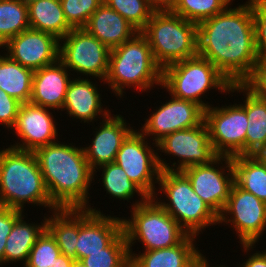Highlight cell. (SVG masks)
<instances>
[{
    "instance_id": "cell-1",
    "label": "cell",
    "mask_w": 266,
    "mask_h": 267,
    "mask_svg": "<svg viewBox=\"0 0 266 267\" xmlns=\"http://www.w3.org/2000/svg\"><path fill=\"white\" fill-rule=\"evenodd\" d=\"M198 56L209 60L230 82L245 83L260 64L255 45L252 0L198 24Z\"/></svg>"
},
{
    "instance_id": "cell-2",
    "label": "cell",
    "mask_w": 266,
    "mask_h": 267,
    "mask_svg": "<svg viewBox=\"0 0 266 267\" xmlns=\"http://www.w3.org/2000/svg\"><path fill=\"white\" fill-rule=\"evenodd\" d=\"M37 158L47 192L58 209H87L93 183L83 147L60 141L37 148Z\"/></svg>"
},
{
    "instance_id": "cell-3",
    "label": "cell",
    "mask_w": 266,
    "mask_h": 267,
    "mask_svg": "<svg viewBox=\"0 0 266 267\" xmlns=\"http://www.w3.org/2000/svg\"><path fill=\"white\" fill-rule=\"evenodd\" d=\"M58 209L51 201L34 151L0 150V206L24 211V204Z\"/></svg>"
},
{
    "instance_id": "cell-4",
    "label": "cell",
    "mask_w": 266,
    "mask_h": 267,
    "mask_svg": "<svg viewBox=\"0 0 266 267\" xmlns=\"http://www.w3.org/2000/svg\"><path fill=\"white\" fill-rule=\"evenodd\" d=\"M104 83H108L112 92L121 98L126 86H135L142 93L148 92L154 84L162 85V69L155 62L151 47L140 31L110 50Z\"/></svg>"
},
{
    "instance_id": "cell-5",
    "label": "cell",
    "mask_w": 266,
    "mask_h": 267,
    "mask_svg": "<svg viewBox=\"0 0 266 267\" xmlns=\"http://www.w3.org/2000/svg\"><path fill=\"white\" fill-rule=\"evenodd\" d=\"M147 39L157 65L163 70L198 55V25L171 10L154 11L140 31Z\"/></svg>"
},
{
    "instance_id": "cell-6",
    "label": "cell",
    "mask_w": 266,
    "mask_h": 267,
    "mask_svg": "<svg viewBox=\"0 0 266 267\" xmlns=\"http://www.w3.org/2000/svg\"><path fill=\"white\" fill-rule=\"evenodd\" d=\"M157 199V200H156ZM157 194L144 203L135 201L131 206V219L122 218L123 232L126 236L129 253L136 240L141 242L145 251L170 248L179 244L188 233L158 203Z\"/></svg>"
},
{
    "instance_id": "cell-7",
    "label": "cell",
    "mask_w": 266,
    "mask_h": 267,
    "mask_svg": "<svg viewBox=\"0 0 266 267\" xmlns=\"http://www.w3.org/2000/svg\"><path fill=\"white\" fill-rule=\"evenodd\" d=\"M159 191L168 202H158L190 235L217 225L218 215L194 192L188 177L182 171H161Z\"/></svg>"
},
{
    "instance_id": "cell-8",
    "label": "cell",
    "mask_w": 266,
    "mask_h": 267,
    "mask_svg": "<svg viewBox=\"0 0 266 267\" xmlns=\"http://www.w3.org/2000/svg\"><path fill=\"white\" fill-rule=\"evenodd\" d=\"M161 86L169 95L196 102L206 110L210 105L201 99L204 93L217 88L227 94L231 82L209 60L197 55L165 67Z\"/></svg>"
},
{
    "instance_id": "cell-9",
    "label": "cell",
    "mask_w": 266,
    "mask_h": 267,
    "mask_svg": "<svg viewBox=\"0 0 266 267\" xmlns=\"http://www.w3.org/2000/svg\"><path fill=\"white\" fill-rule=\"evenodd\" d=\"M223 222L233 225L243 252L248 253L266 230V203L234 182L227 203L218 216L219 225Z\"/></svg>"
},
{
    "instance_id": "cell-10",
    "label": "cell",
    "mask_w": 266,
    "mask_h": 267,
    "mask_svg": "<svg viewBox=\"0 0 266 267\" xmlns=\"http://www.w3.org/2000/svg\"><path fill=\"white\" fill-rule=\"evenodd\" d=\"M243 103L222 107L210 105L204 110L210 141L218 156L246 155V99Z\"/></svg>"
},
{
    "instance_id": "cell-11",
    "label": "cell",
    "mask_w": 266,
    "mask_h": 267,
    "mask_svg": "<svg viewBox=\"0 0 266 267\" xmlns=\"http://www.w3.org/2000/svg\"><path fill=\"white\" fill-rule=\"evenodd\" d=\"M158 150L159 153L172 154L179 159L178 163L175 161L170 167L158 154L161 171H182L190 166L209 164L218 157L204 120L195 127L168 134L157 143L156 151Z\"/></svg>"
},
{
    "instance_id": "cell-12",
    "label": "cell",
    "mask_w": 266,
    "mask_h": 267,
    "mask_svg": "<svg viewBox=\"0 0 266 267\" xmlns=\"http://www.w3.org/2000/svg\"><path fill=\"white\" fill-rule=\"evenodd\" d=\"M60 42L59 60L69 71L105 80L110 50L102 42L84 28L72 29Z\"/></svg>"
},
{
    "instance_id": "cell-13",
    "label": "cell",
    "mask_w": 266,
    "mask_h": 267,
    "mask_svg": "<svg viewBox=\"0 0 266 267\" xmlns=\"http://www.w3.org/2000/svg\"><path fill=\"white\" fill-rule=\"evenodd\" d=\"M148 145L150 144L146 136L139 130H133L118 150L115 163L126 172L129 179L148 198H153L156 194L155 184L158 183L161 169L158 163V153L151 145Z\"/></svg>"
},
{
    "instance_id": "cell-14",
    "label": "cell",
    "mask_w": 266,
    "mask_h": 267,
    "mask_svg": "<svg viewBox=\"0 0 266 267\" xmlns=\"http://www.w3.org/2000/svg\"><path fill=\"white\" fill-rule=\"evenodd\" d=\"M182 172L190 180L194 192L219 216L234 184L232 157L218 156L209 164L190 166Z\"/></svg>"
},
{
    "instance_id": "cell-15",
    "label": "cell",
    "mask_w": 266,
    "mask_h": 267,
    "mask_svg": "<svg viewBox=\"0 0 266 267\" xmlns=\"http://www.w3.org/2000/svg\"><path fill=\"white\" fill-rule=\"evenodd\" d=\"M170 97L151 113L140 129L145 136H152V146L157 147L168 134L195 127L204 120V109L196 102Z\"/></svg>"
},
{
    "instance_id": "cell-16",
    "label": "cell",
    "mask_w": 266,
    "mask_h": 267,
    "mask_svg": "<svg viewBox=\"0 0 266 267\" xmlns=\"http://www.w3.org/2000/svg\"><path fill=\"white\" fill-rule=\"evenodd\" d=\"M5 47L12 60L33 71L59 60L60 40L50 33L32 28L11 38L2 49Z\"/></svg>"
},
{
    "instance_id": "cell-17",
    "label": "cell",
    "mask_w": 266,
    "mask_h": 267,
    "mask_svg": "<svg viewBox=\"0 0 266 267\" xmlns=\"http://www.w3.org/2000/svg\"><path fill=\"white\" fill-rule=\"evenodd\" d=\"M54 116L49 108L37 106L32 103H22L14 126L21 143L17 141L13 148L19 150L35 151L37 148L56 142L58 130Z\"/></svg>"
},
{
    "instance_id": "cell-18",
    "label": "cell",
    "mask_w": 266,
    "mask_h": 267,
    "mask_svg": "<svg viewBox=\"0 0 266 267\" xmlns=\"http://www.w3.org/2000/svg\"><path fill=\"white\" fill-rule=\"evenodd\" d=\"M99 210V211H98ZM79 209V235L76 242V260L91 253L102 252L122 231V218L106 216L100 209Z\"/></svg>"
},
{
    "instance_id": "cell-19",
    "label": "cell",
    "mask_w": 266,
    "mask_h": 267,
    "mask_svg": "<svg viewBox=\"0 0 266 267\" xmlns=\"http://www.w3.org/2000/svg\"><path fill=\"white\" fill-rule=\"evenodd\" d=\"M110 114L103 118L100 127L94 131V139L91 145L83 147L85 157L93 176L100 166L115 162L116 155L127 136L134 130L127 126L126 120L122 115ZM99 129V130H98Z\"/></svg>"
},
{
    "instance_id": "cell-20",
    "label": "cell",
    "mask_w": 266,
    "mask_h": 267,
    "mask_svg": "<svg viewBox=\"0 0 266 267\" xmlns=\"http://www.w3.org/2000/svg\"><path fill=\"white\" fill-rule=\"evenodd\" d=\"M70 73L60 60L34 71L30 103L53 111H62L66 92L73 78Z\"/></svg>"
},
{
    "instance_id": "cell-21",
    "label": "cell",
    "mask_w": 266,
    "mask_h": 267,
    "mask_svg": "<svg viewBox=\"0 0 266 267\" xmlns=\"http://www.w3.org/2000/svg\"><path fill=\"white\" fill-rule=\"evenodd\" d=\"M90 80L83 77L81 79L80 76L78 79L72 78L62 108V111L66 110L70 117L80 119L84 123L95 121L96 118H99L97 116L107 118L111 114L109 109H103L99 89L96 83L94 84Z\"/></svg>"
},
{
    "instance_id": "cell-22",
    "label": "cell",
    "mask_w": 266,
    "mask_h": 267,
    "mask_svg": "<svg viewBox=\"0 0 266 267\" xmlns=\"http://www.w3.org/2000/svg\"><path fill=\"white\" fill-rule=\"evenodd\" d=\"M84 29L112 50L139 32L118 12L108 7L104 2L90 16Z\"/></svg>"
},
{
    "instance_id": "cell-23",
    "label": "cell",
    "mask_w": 266,
    "mask_h": 267,
    "mask_svg": "<svg viewBox=\"0 0 266 267\" xmlns=\"http://www.w3.org/2000/svg\"><path fill=\"white\" fill-rule=\"evenodd\" d=\"M195 238L188 234L179 244L170 248L129 253L130 267H194L203 255L195 246Z\"/></svg>"
},
{
    "instance_id": "cell-24",
    "label": "cell",
    "mask_w": 266,
    "mask_h": 267,
    "mask_svg": "<svg viewBox=\"0 0 266 267\" xmlns=\"http://www.w3.org/2000/svg\"><path fill=\"white\" fill-rule=\"evenodd\" d=\"M235 91L246 95V155H253L266 142V100L261 99L245 83L231 84L228 94Z\"/></svg>"
},
{
    "instance_id": "cell-25",
    "label": "cell",
    "mask_w": 266,
    "mask_h": 267,
    "mask_svg": "<svg viewBox=\"0 0 266 267\" xmlns=\"http://www.w3.org/2000/svg\"><path fill=\"white\" fill-rule=\"evenodd\" d=\"M29 26L50 33L59 40L73 28L68 24L60 0H26Z\"/></svg>"
},
{
    "instance_id": "cell-26",
    "label": "cell",
    "mask_w": 266,
    "mask_h": 267,
    "mask_svg": "<svg viewBox=\"0 0 266 267\" xmlns=\"http://www.w3.org/2000/svg\"><path fill=\"white\" fill-rule=\"evenodd\" d=\"M25 215L22 214L14 223L10 234L6 239L4 250V264L22 261L26 265L29 258L30 250L34 246L37 238L46 229V218L41 225L26 223ZM11 261V262H10ZM24 261V262H23Z\"/></svg>"
},
{
    "instance_id": "cell-27",
    "label": "cell",
    "mask_w": 266,
    "mask_h": 267,
    "mask_svg": "<svg viewBox=\"0 0 266 267\" xmlns=\"http://www.w3.org/2000/svg\"><path fill=\"white\" fill-rule=\"evenodd\" d=\"M46 218V230L55 239L61 254L76 260L79 235V209H56Z\"/></svg>"
},
{
    "instance_id": "cell-28",
    "label": "cell",
    "mask_w": 266,
    "mask_h": 267,
    "mask_svg": "<svg viewBox=\"0 0 266 267\" xmlns=\"http://www.w3.org/2000/svg\"><path fill=\"white\" fill-rule=\"evenodd\" d=\"M4 55H0V89L20 103H29L34 71Z\"/></svg>"
},
{
    "instance_id": "cell-29",
    "label": "cell",
    "mask_w": 266,
    "mask_h": 267,
    "mask_svg": "<svg viewBox=\"0 0 266 267\" xmlns=\"http://www.w3.org/2000/svg\"><path fill=\"white\" fill-rule=\"evenodd\" d=\"M234 182L266 203V167L253 155L232 157Z\"/></svg>"
},
{
    "instance_id": "cell-30",
    "label": "cell",
    "mask_w": 266,
    "mask_h": 267,
    "mask_svg": "<svg viewBox=\"0 0 266 267\" xmlns=\"http://www.w3.org/2000/svg\"><path fill=\"white\" fill-rule=\"evenodd\" d=\"M29 26L26 0H0V48Z\"/></svg>"
},
{
    "instance_id": "cell-31",
    "label": "cell",
    "mask_w": 266,
    "mask_h": 267,
    "mask_svg": "<svg viewBox=\"0 0 266 267\" xmlns=\"http://www.w3.org/2000/svg\"><path fill=\"white\" fill-rule=\"evenodd\" d=\"M102 169V184L108 193L113 198L129 201L135 193H139L141 203H144L148 197L144 192L134 184L126 174V172L115 162L108 163L99 167Z\"/></svg>"
},
{
    "instance_id": "cell-32",
    "label": "cell",
    "mask_w": 266,
    "mask_h": 267,
    "mask_svg": "<svg viewBox=\"0 0 266 267\" xmlns=\"http://www.w3.org/2000/svg\"><path fill=\"white\" fill-rule=\"evenodd\" d=\"M86 267H130L126 236L122 231L102 252L91 253L81 259Z\"/></svg>"
},
{
    "instance_id": "cell-33",
    "label": "cell",
    "mask_w": 266,
    "mask_h": 267,
    "mask_svg": "<svg viewBox=\"0 0 266 267\" xmlns=\"http://www.w3.org/2000/svg\"><path fill=\"white\" fill-rule=\"evenodd\" d=\"M234 0H176L171 11L182 18L199 23L223 12Z\"/></svg>"
},
{
    "instance_id": "cell-34",
    "label": "cell",
    "mask_w": 266,
    "mask_h": 267,
    "mask_svg": "<svg viewBox=\"0 0 266 267\" xmlns=\"http://www.w3.org/2000/svg\"><path fill=\"white\" fill-rule=\"evenodd\" d=\"M103 2L118 12L138 31H141L146 26L155 11L147 0H103Z\"/></svg>"
},
{
    "instance_id": "cell-35",
    "label": "cell",
    "mask_w": 266,
    "mask_h": 267,
    "mask_svg": "<svg viewBox=\"0 0 266 267\" xmlns=\"http://www.w3.org/2000/svg\"><path fill=\"white\" fill-rule=\"evenodd\" d=\"M60 254L61 250L55 239L45 229L30 250L29 258L24 267H53Z\"/></svg>"
},
{
    "instance_id": "cell-36",
    "label": "cell",
    "mask_w": 266,
    "mask_h": 267,
    "mask_svg": "<svg viewBox=\"0 0 266 267\" xmlns=\"http://www.w3.org/2000/svg\"><path fill=\"white\" fill-rule=\"evenodd\" d=\"M68 24L73 29L84 28L90 16L103 0H60Z\"/></svg>"
},
{
    "instance_id": "cell-37",
    "label": "cell",
    "mask_w": 266,
    "mask_h": 267,
    "mask_svg": "<svg viewBox=\"0 0 266 267\" xmlns=\"http://www.w3.org/2000/svg\"><path fill=\"white\" fill-rule=\"evenodd\" d=\"M255 45L259 62H266V0H252Z\"/></svg>"
},
{
    "instance_id": "cell-38",
    "label": "cell",
    "mask_w": 266,
    "mask_h": 267,
    "mask_svg": "<svg viewBox=\"0 0 266 267\" xmlns=\"http://www.w3.org/2000/svg\"><path fill=\"white\" fill-rule=\"evenodd\" d=\"M23 214V211L0 206V265L4 263V250L6 239L14 223Z\"/></svg>"
},
{
    "instance_id": "cell-39",
    "label": "cell",
    "mask_w": 266,
    "mask_h": 267,
    "mask_svg": "<svg viewBox=\"0 0 266 267\" xmlns=\"http://www.w3.org/2000/svg\"><path fill=\"white\" fill-rule=\"evenodd\" d=\"M22 103L0 89V122L5 128L11 129L16 121Z\"/></svg>"
},
{
    "instance_id": "cell-40",
    "label": "cell",
    "mask_w": 266,
    "mask_h": 267,
    "mask_svg": "<svg viewBox=\"0 0 266 267\" xmlns=\"http://www.w3.org/2000/svg\"><path fill=\"white\" fill-rule=\"evenodd\" d=\"M245 84L261 99L266 100V62H261Z\"/></svg>"
},
{
    "instance_id": "cell-41",
    "label": "cell",
    "mask_w": 266,
    "mask_h": 267,
    "mask_svg": "<svg viewBox=\"0 0 266 267\" xmlns=\"http://www.w3.org/2000/svg\"><path fill=\"white\" fill-rule=\"evenodd\" d=\"M248 259L240 265V267H266V249L264 251H256Z\"/></svg>"
},
{
    "instance_id": "cell-42",
    "label": "cell",
    "mask_w": 266,
    "mask_h": 267,
    "mask_svg": "<svg viewBox=\"0 0 266 267\" xmlns=\"http://www.w3.org/2000/svg\"><path fill=\"white\" fill-rule=\"evenodd\" d=\"M176 0H147L155 11L171 10Z\"/></svg>"
},
{
    "instance_id": "cell-43",
    "label": "cell",
    "mask_w": 266,
    "mask_h": 267,
    "mask_svg": "<svg viewBox=\"0 0 266 267\" xmlns=\"http://www.w3.org/2000/svg\"><path fill=\"white\" fill-rule=\"evenodd\" d=\"M74 259L65 256L64 254H60L56 258V262L53 267H73Z\"/></svg>"
},
{
    "instance_id": "cell-44",
    "label": "cell",
    "mask_w": 266,
    "mask_h": 267,
    "mask_svg": "<svg viewBox=\"0 0 266 267\" xmlns=\"http://www.w3.org/2000/svg\"><path fill=\"white\" fill-rule=\"evenodd\" d=\"M253 156L266 167V142L253 154Z\"/></svg>"
},
{
    "instance_id": "cell-45",
    "label": "cell",
    "mask_w": 266,
    "mask_h": 267,
    "mask_svg": "<svg viewBox=\"0 0 266 267\" xmlns=\"http://www.w3.org/2000/svg\"><path fill=\"white\" fill-rule=\"evenodd\" d=\"M218 267H223L224 265H217ZM194 267H212L209 265V263L207 262L206 257H204V255H202L194 264ZM226 267V266H225Z\"/></svg>"
},
{
    "instance_id": "cell-46",
    "label": "cell",
    "mask_w": 266,
    "mask_h": 267,
    "mask_svg": "<svg viewBox=\"0 0 266 267\" xmlns=\"http://www.w3.org/2000/svg\"><path fill=\"white\" fill-rule=\"evenodd\" d=\"M73 267H86L81 260H74Z\"/></svg>"
}]
</instances>
